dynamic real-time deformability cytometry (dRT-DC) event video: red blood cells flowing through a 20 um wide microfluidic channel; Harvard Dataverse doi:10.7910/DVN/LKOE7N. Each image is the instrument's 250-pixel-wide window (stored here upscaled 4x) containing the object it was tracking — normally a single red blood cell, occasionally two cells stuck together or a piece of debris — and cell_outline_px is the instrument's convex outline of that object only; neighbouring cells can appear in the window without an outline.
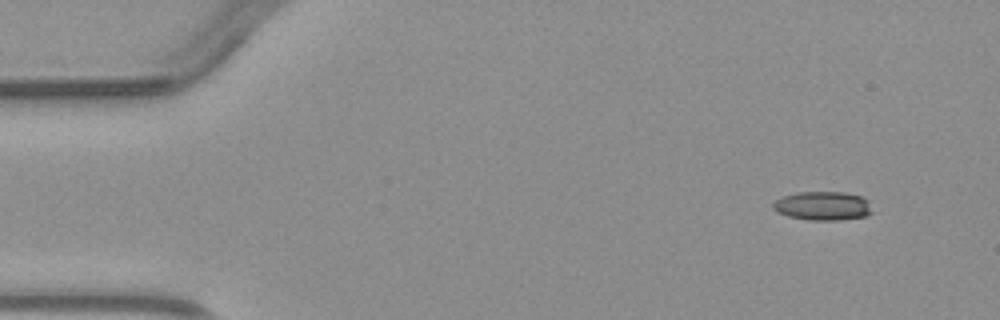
{"species": "common noctule bat (a hibernating species)", "species_latin": "Nyctalus noctula", "temperature_condition": "warm", "stored_images_in_passage": 3, "camera_frame_rate_fps": 3000, "um_per_image_px": 0.085, "animal": {"sex": "male", "body_mass_g": 23.1, "forearm_length_mm": 52.7}, "frame": {"image": 1, "passage_image": 1, "time_ms": 0.0, "image_size_px": [1000, 320], "cell_outline_px": [[872, 212], [868, 216], [840, 220], [808, 220], [788, 216], [776, 212], [772, 208], [772, 204], [776, 200], [784, 196], [796, 192], [844, 192], [864, 196], [868, 200]], "centroid_in_image_um": [69.96, 17.5], "position_along_channel_um": 15.0, "area_um2": 16.88}}
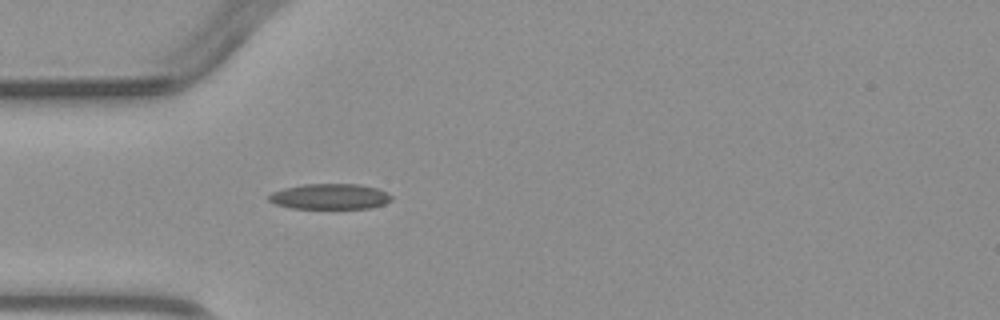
{"frame": {"image": 2, "passage_image": 3, "time_ms": 3.333, "image_size_px": [1000, 320], "cell_outline_px": [[392, 200], [384, 204], [368, 208], [292, 208], [276, 204], [268, 200], [268, 196], [272, 192], [284, 188], [304, 184], [360, 184], [376, 188], [388, 192], [392, 196]], "centroid_in_image_um": [28.06, 16.7], "position_along_channel_um": 56.9, "area_um2": 18.21}}